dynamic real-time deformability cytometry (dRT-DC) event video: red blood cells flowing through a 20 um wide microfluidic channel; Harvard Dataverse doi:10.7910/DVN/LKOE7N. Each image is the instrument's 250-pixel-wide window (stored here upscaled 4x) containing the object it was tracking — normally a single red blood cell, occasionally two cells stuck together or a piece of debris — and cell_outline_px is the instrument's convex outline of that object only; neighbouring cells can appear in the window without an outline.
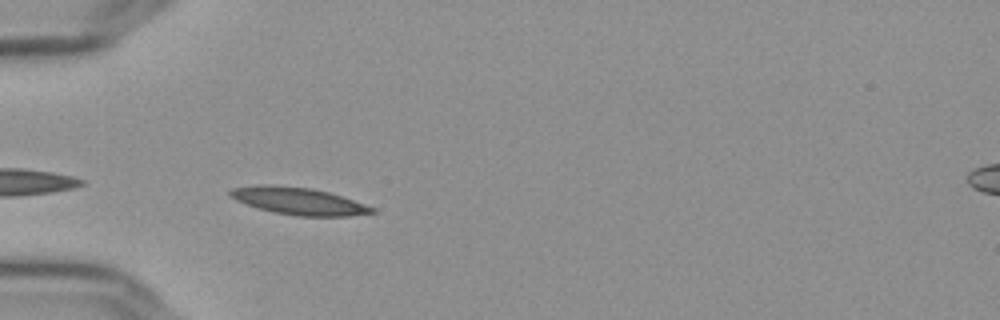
{"species": "Egyptian fruit bat (a non-hibernating species)", "species_latin": "Rousettus aegyptiacus", "temperature_condition": "cold", "stored_images_in_passage": 41, "camera_frame_rate_fps": 3000, "um_per_image_px": 0.085, "frame": {"image": 1, "passage_image": 2, "time_ms": 0.333, "image_size_px": [1000, 320], "cell_outline_px": [[376, 212], [348, 216], [296, 216], [272, 212], [236, 200], [228, 196], [228, 192], [232, 188], [260, 184], [268, 184], [312, 188], [328, 192], [376, 208]], "centroid_in_image_um": [25.35, 17.08], "position_along_channel_um": 59.6, "area_um2": 22.37}}
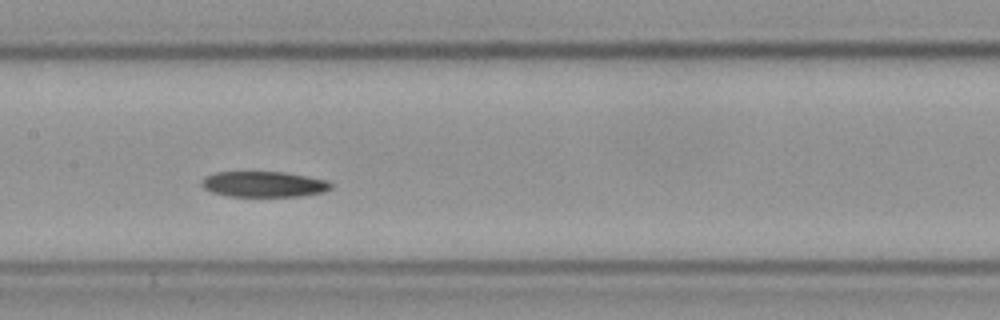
{"frame": {"image": 2, "passage_image": 13, "time_ms": 4.0, "image_size_px": [1000, 320], "cell_outline_px": [[332, 188], [324, 192], [300, 196], [228, 196], [212, 192], [204, 188], [200, 184], [200, 180], [204, 176], [216, 172], [284, 172], [328, 180], [332, 184]], "centroid_in_image_um": [22.41, 15.65], "position_along_channel_um": 185.0, "area_um2": 19.42}}
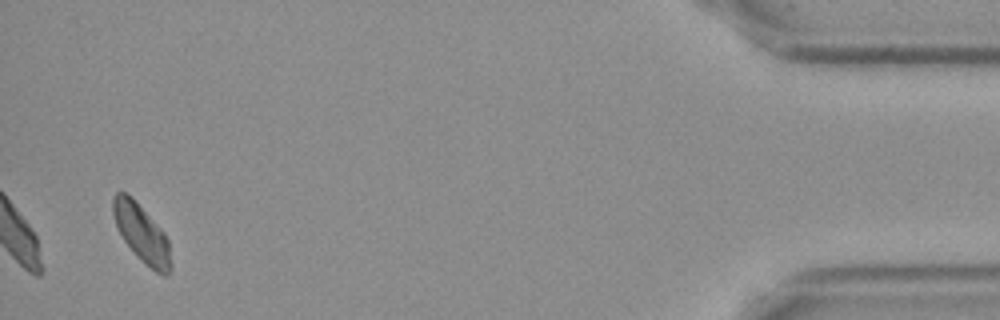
{"frame": {"image": 3, "passage_image": 39, "time_ms": 12.667, "image_size_px": [1000, 320], "cell_outline_px": [[172, 268], [168, 276], [164, 276], [156, 272], [136, 256], [124, 240], [116, 224], [112, 212], [112, 196], [116, 192], [124, 192], [132, 196], [164, 232], [168, 240], [172, 264]], "centroid_in_image_um": [12.06, 19.84], "position_along_channel_um": 423.1, "area_um2": 19.54}}